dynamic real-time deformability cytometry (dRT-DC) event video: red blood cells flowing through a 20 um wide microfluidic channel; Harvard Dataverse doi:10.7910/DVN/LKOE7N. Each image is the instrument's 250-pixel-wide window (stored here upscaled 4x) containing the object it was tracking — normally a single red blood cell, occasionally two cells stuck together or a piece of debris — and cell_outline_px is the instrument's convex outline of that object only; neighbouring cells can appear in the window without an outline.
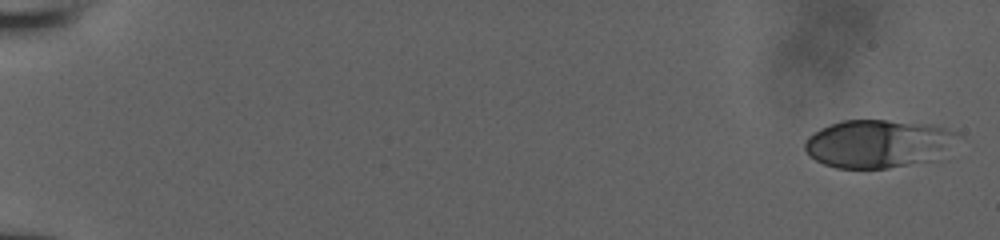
{"species": "human", "species_latin": "Homo sapiens", "temperature_condition": "room temperature", "stored_images_in_passage": 17, "camera_frame_rate_fps": 3000, "um_per_image_px": 0.085, "donor": {"sex": "male"}, "frame": {"image": 1, "passage_image": 1, "time_ms": 0.0, "image_size_px": [1000, 240], "cell_outline_px": [[964, 136], [932, 160], [888, 168], [836, 168], [824, 164], [808, 156], [804, 148], [804, 140], [808, 136], [820, 128], [844, 120], [888, 120], [932, 124], [960, 132]], "centroid_in_image_um": [74.65, 12.2], "position_along_channel_um": 10.3, "area_um2": 43.12}}
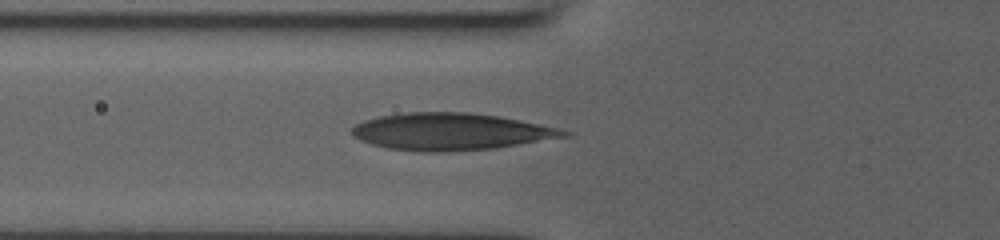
{"frame": {"image": 2, "passage_image": 10, "time_ms": 3.0, "image_size_px": [1000, 240], "cell_outline_px": [[572, 132], [568, 136], [496, 148], [448, 152], [420, 152], [388, 148], [372, 144], [360, 140], [352, 136], [352, 128], [356, 124], [364, 120], [380, 116], [408, 112], [468, 112], [496, 116], [560, 128]], "centroid_in_image_um": [38.29, 11.2], "position_along_channel_um": 87.5, "area_um2": 45.66}}
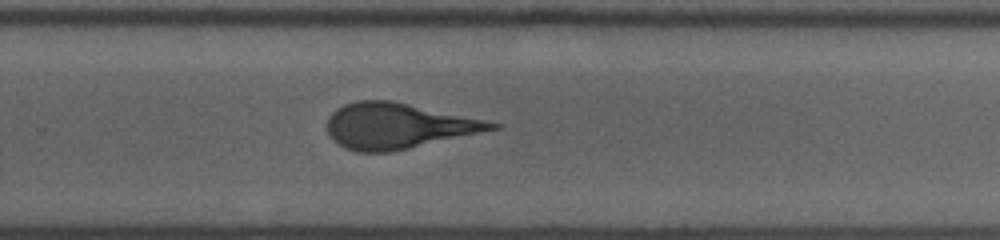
{"frame": {"image": 3, "passage_image": 17, "time_ms": 5.333, "image_size_px": [1000, 240], "cell_outline_px": [[500, 128], [408, 148], [388, 152], [356, 152], [344, 148], [332, 140], [328, 132], [328, 116], [336, 108], [344, 104], [356, 100], [392, 100], [484, 120], [500, 124]], "centroid_in_image_um": [33.75, 10.69], "position_along_channel_um": 296.0, "area_um2": 43.29}}